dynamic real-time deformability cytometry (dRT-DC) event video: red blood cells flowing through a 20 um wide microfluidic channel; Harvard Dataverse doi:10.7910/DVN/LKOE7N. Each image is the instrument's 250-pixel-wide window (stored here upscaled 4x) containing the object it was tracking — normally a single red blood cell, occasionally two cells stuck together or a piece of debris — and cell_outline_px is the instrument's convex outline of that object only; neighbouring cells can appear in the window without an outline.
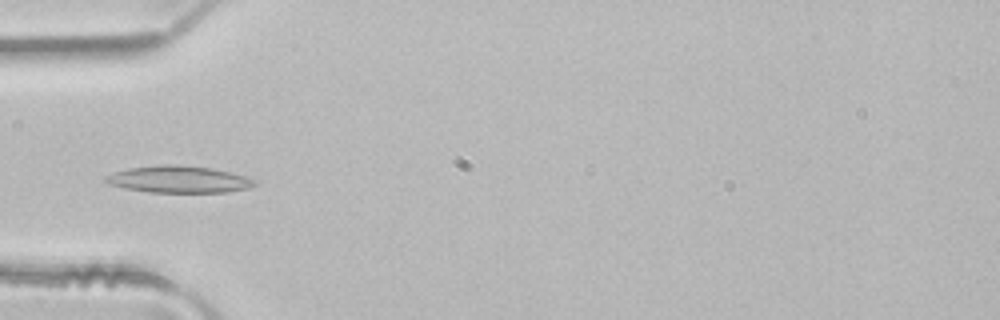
{"species": "common noctule bat (a hibernating species)", "species_latin": "Nyctalus noctula", "temperature_condition": "room temperature", "stored_images_in_passage": 4, "camera_frame_rate_fps": 3000, "um_per_image_px": 0.085, "animal": {"sex": "male", "body_mass_g": 21.5, "forearm_length_mm": 52.0}, "frame": {"image": 1, "passage_image": 4, "time_ms": 1.0, "image_size_px": [1000, 320], "cell_outline_px": [[256, 184], [248, 188], [224, 192], [148, 192], [124, 188], [108, 184], [104, 180], [104, 176], [128, 168], [156, 164], [176, 164], [212, 168], [244, 176], [252, 180]], "centroid_in_image_um": [15.11, 15.23], "position_along_channel_um": 69.9, "area_um2": 23.24}}